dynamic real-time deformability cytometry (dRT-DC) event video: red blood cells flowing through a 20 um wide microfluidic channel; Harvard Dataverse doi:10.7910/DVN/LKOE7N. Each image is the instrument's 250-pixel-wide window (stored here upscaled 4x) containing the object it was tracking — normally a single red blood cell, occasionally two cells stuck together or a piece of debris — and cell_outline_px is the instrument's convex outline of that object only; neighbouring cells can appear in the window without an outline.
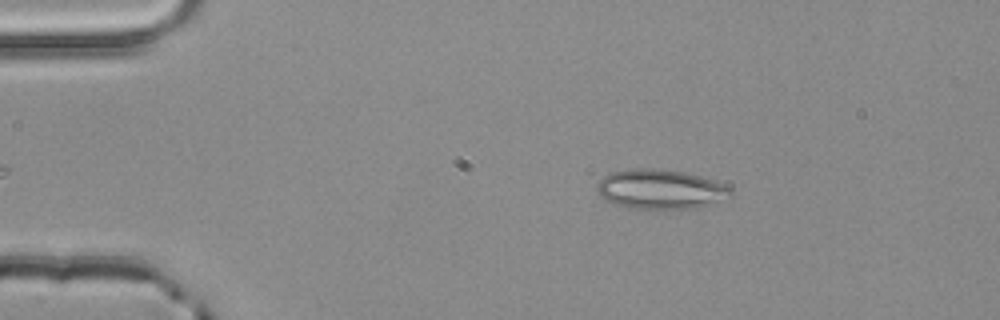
{"species": "common noctule bat (a hibernating species)", "species_latin": "Nyctalus noctula", "temperature_condition": "room temperature", "stored_images_in_passage": 3, "camera_frame_rate_fps": 3000, "um_per_image_px": 0.085, "animal": {"sex": "male", "body_mass_g": 20.4}, "frame": {"image": 1, "passage_image": 2, "time_ms": 0.333, "image_size_px": [1000, 320], "cell_outline_px": [[732, 192], [696, 208], [628, 208], [604, 200], [596, 192], [596, 184], [608, 172], [632, 168], [652, 168], [684, 172], [700, 176], [724, 184], [732, 188]], "centroid_in_image_um": [56.0, 16.06], "position_along_channel_um": 29.0, "area_um2": 30.35}}